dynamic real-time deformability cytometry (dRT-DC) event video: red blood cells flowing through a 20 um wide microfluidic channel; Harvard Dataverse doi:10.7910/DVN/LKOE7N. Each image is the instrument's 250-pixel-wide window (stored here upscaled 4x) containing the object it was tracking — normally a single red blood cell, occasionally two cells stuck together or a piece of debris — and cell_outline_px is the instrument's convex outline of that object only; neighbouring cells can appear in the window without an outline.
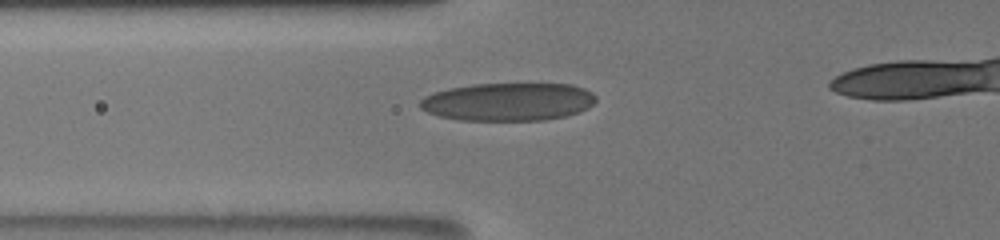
{"species": "human", "species_latin": "Homo sapiens", "temperature_condition": "room temperature", "stored_images_in_passage": 45, "camera_frame_rate_fps": 3000, "um_per_image_px": 0.085, "donor": {"sex": "male"}, "frame": {"image": 1, "passage_image": 16, "time_ms": 5.0, "image_size_px": [1000, 240], "cell_outline_px": [[596, 100], [588, 108], [580, 112], [564, 116], [544, 120], [460, 120], [440, 116], [428, 112], [420, 108], [420, 100], [424, 96], [448, 88], [472, 84], [572, 84], [584, 88], [592, 92], [596, 96]], "centroid_in_image_um": [43.21, 8.65], "position_along_channel_um": 82.6, "area_um2": 38.96}}
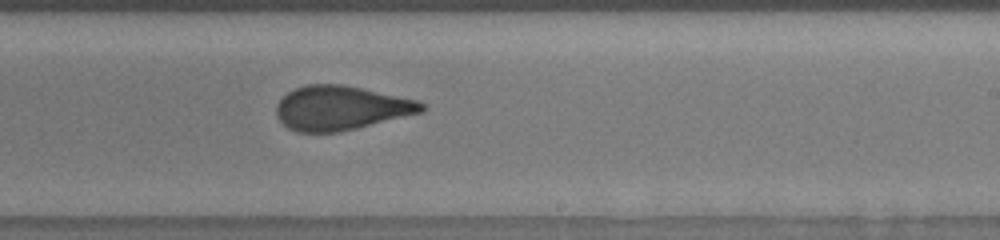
{"frame": {"image": 2, "passage_image": 30, "time_ms": 9.667, "image_size_px": [1000, 240], "cell_outline_px": [[428, 108], [424, 112], [340, 132], [296, 132], [288, 128], [276, 116], [276, 104], [288, 92], [296, 88], [308, 84], [340, 84], [360, 88], [416, 100], [424, 104]], "centroid_in_image_um": [28.97, 9.19], "position_along_channel_um": 260.0, "area_um2": 37.28}}
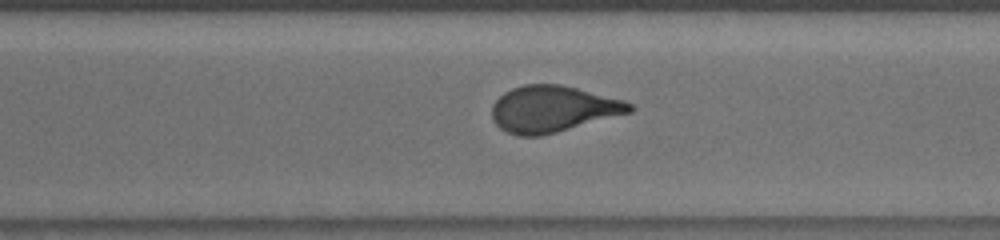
{"frame": {"image": 3, "passage_image": 35, "time_ms": 11.333, "image_size_px": [1000, 240], "cell_outline_px": [[636, 108], [632, 112], [556, 132], [540, 136], [520, 136], [508, 132], [500, 128], [492, 120], [492, 104], [504, 92], [512, 88], [524, 84], [560, 84], [624, 100], [632, 104]], "centroid_in_image_um": [46.98, 9.26], "position_along_channel_um": 323.6, "area_um2": 37.11}}